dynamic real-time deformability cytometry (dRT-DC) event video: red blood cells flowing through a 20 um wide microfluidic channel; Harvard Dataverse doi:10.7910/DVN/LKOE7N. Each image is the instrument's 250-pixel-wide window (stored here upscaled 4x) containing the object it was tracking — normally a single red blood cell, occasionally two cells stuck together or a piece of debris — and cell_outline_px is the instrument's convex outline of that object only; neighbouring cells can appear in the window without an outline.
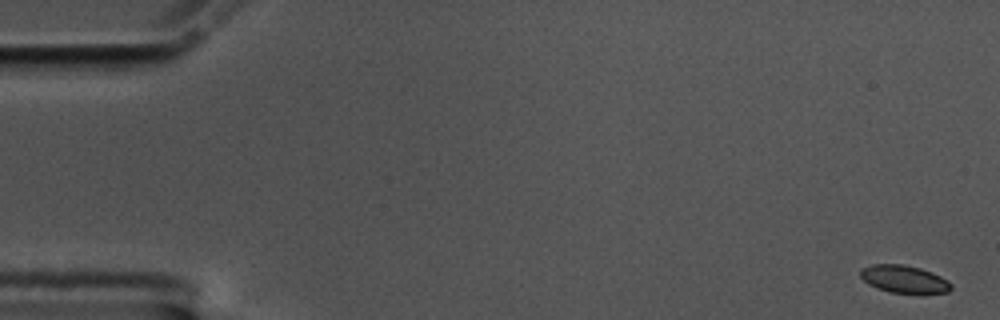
{"species": "common noctule bat (a hibernating species)", "species_latin": "Nyctalus noctula", "temperature_condition": "cold", "stored_images_in_passage": 57, "camera_frame_rate_fps": 3000, "um_per_image_px": 0.085, "animal": {"sex": "male", "body_mass_g": 17.5, "forearm_length_mm": 52.3}, "frame": {"image": 1, "passage_image": 1, "time_ms": 0.0, "image_size_px": [1000, 320], "cell_outline_px": [[952, 288], [948, 292], [892, 292], [868, 284], [860, 276], [860, 268], [872, 264], [904, 264], [920, 268], [932, 272], [948, 280], [952, 284]], "centroid_in_image_um": [76.84, 23.69], "position_along_channel_um": 8.2, "area_um2": 14.33}}
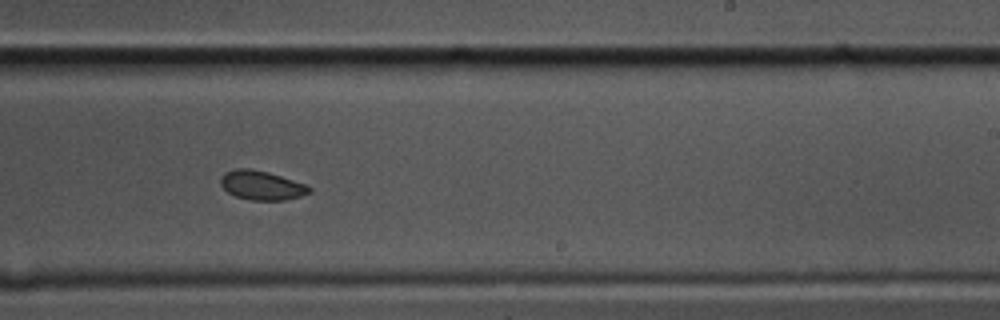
{"frame": {"image": 2, "passage_image": 35, "time_ms": 11.333, "image_size_px": [1000, 320], "cell_outline_px": [[312, 192], [300, 196], [284, 200], [252, 200], [236, 196], [228, 192], [220, 184], [220, 176], [224, 172], [236, 168], [248, 168], [268, 172], [308, 184], [312, 188]], "centroid_in_image_um": [22.26, 15.74], "position_along_channel_um": 266.7, "area_um2": 15.2}}
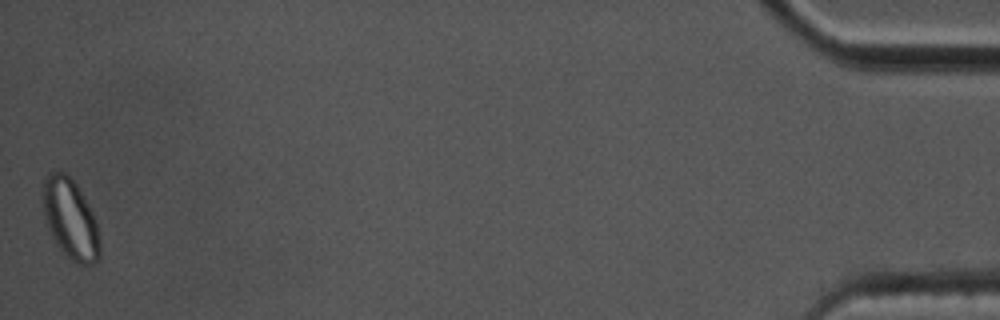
{"frame": {"image": 3, "passage_image": 57, "time_ms": 18.667, "image_size_px": [1000, 320], "cell_outline_px": [[100, 256], [92, 264], [80, 264], [68, 260], [64, 256], [56, 244], [48, 228], [44, 216], [40, 200], [44, 180], [48, 172], [64, 172], [76, 184], [88, 204], [96, 220], [100, 236]], "centroid_in_image_um": [5.96, 18.63], "position_along_channel_um": 429.2, "area_um2": 27.05}}